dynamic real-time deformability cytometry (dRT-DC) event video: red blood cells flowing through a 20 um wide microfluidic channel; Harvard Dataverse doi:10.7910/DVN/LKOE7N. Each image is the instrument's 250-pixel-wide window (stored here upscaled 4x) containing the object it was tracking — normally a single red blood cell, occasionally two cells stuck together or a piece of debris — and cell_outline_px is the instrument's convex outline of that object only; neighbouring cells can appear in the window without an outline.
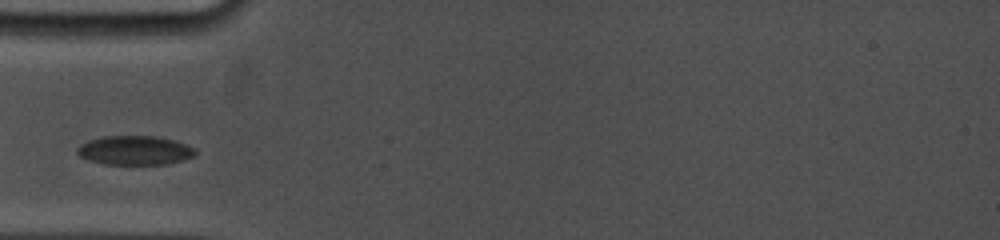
{"species": "common noctule bat (a hibernating species)", "species_latin": "Nyctalus noctula", "temperature_condition": "cold", "stored_images_in_passage": 3, "camera_frame_rate_fps": 5000, "um_per_image_px": 0.085, "animal": {"sex": "female", "body_mass_g": 19.0, "forearm_length_mm": 53.3}, "frame": {"image": 1, "passage_image": 2, "time_ms": 0.6, "image_size_px": [1000, 240], "cell_outline_px": [[196, 156], [184, 160], [168, 164], [104, 164], [88, 160], [80, 156], [76, 152], [76, 148], [80, 144], [88, 140], [104, 136], [156, 136], [176, 140], [188, 144], [196, 148]], "centroid_in_image_um": [11.5, 12.77], "position_along_channel_um": 73.5, "area_um2": 20.4}}